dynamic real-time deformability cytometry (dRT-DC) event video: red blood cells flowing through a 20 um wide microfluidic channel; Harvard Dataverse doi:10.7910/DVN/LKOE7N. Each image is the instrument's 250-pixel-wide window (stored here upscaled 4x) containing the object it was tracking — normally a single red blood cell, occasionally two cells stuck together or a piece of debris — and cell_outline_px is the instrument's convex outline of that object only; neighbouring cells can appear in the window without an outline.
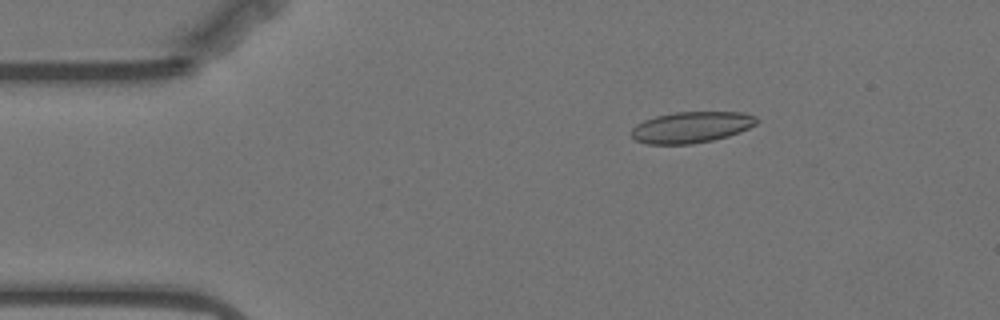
{"species": "Egyptian fruit bat (a non-hibernating species)", "species_latin": "Rousettus aegyptiacus", "temperature_condition": "warm", "stored_images_in_passage": 57, "camera_frame_rate_fps": 3000, "um_per_image_px": 0.085, "animal": {"sex": "female"}, "frame": {"image": 1, "passage_image": 9, "time_ms": 2.667, "image_size_px": [1000, 320], "cell_outline_px": [[760, 120], [756, 124], [740, 132], [728, 136], [712, 140], [692, 144], [648, 144], [636, 140], [632, 136], [632, 128], [636, 124], [644, 120], [656, 116], [676, 112], [744, 112], [756, 116]], "centroid_in_image_um": [58.79, 10.81], "position_along_channel_um": 26.2, "area_um2": 22.77}}
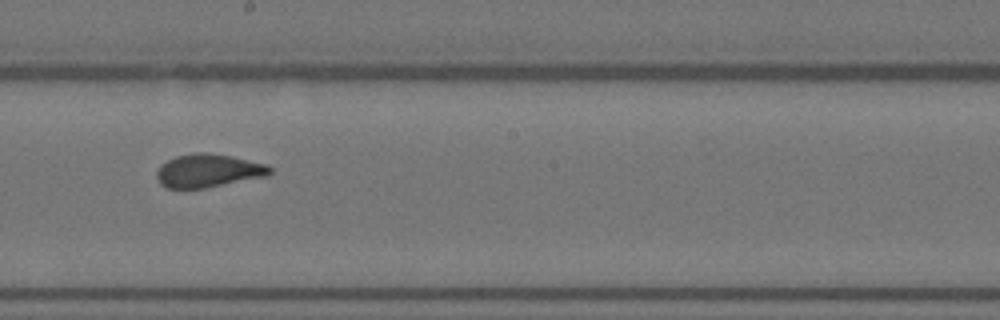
{"frame": {"image": 2, "passage_image": 31, "time_ms": 10.0, "image_size_px": [1000, 320], "cell_outline_px": [[272, 172], [268, 176], [204, 188], [168, 188], [160, 184], [156, 176], [156, 172], [160, 164], [176, 156], [196, 152], [200, 152], [232, 156], [268, 164], [272, 168]], "centroid_in_image_um": [17.72, 14.5], "position_along_channel_um": 230.5, "area_um2": 22.02}}
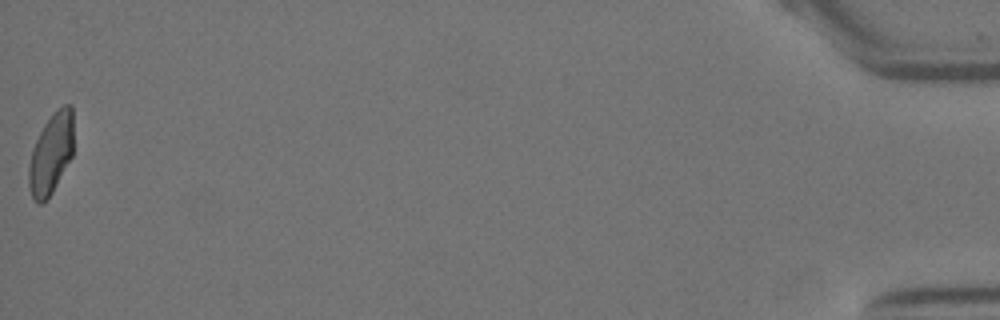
{"frame": {"image": 3, "passage_image": 57, "time_ms": 18.667, "image_size_px": [1000, 320], "cell_outline_px": [[72, 156], [52, 192], [40, 204], [36, 204], [32, 196], [28, 184], [28, 164], [32, 148], [44, 124], [52, 112], [64, 104], [72, 104]], "centroid_in_image_um": [4.32, 13.04], "position_along_channel_um": 430.9, "area_um2": 20.98}, "authors_computed_cell_mechanics": {"area_um2": 22.0796, "velocity_mm_per_s": 3.5081, "shape_relaxation_time_tau1_ms": null, "shape_relaxation_time_tau2_ms": 0.8736, "deformation_change_tau1": null, "deformation_change_tau2": 0.0565}}